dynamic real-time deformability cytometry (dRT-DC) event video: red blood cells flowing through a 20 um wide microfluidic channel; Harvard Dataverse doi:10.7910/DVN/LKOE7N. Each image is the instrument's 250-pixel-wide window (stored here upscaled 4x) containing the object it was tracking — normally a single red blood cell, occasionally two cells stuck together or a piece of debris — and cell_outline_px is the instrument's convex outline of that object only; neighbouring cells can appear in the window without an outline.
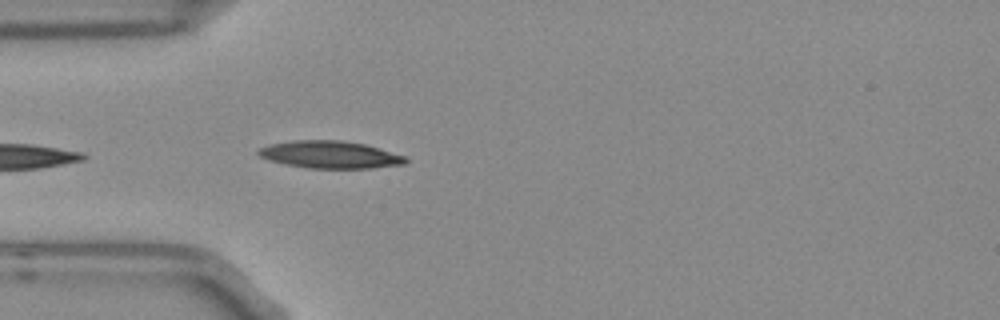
{"species": "Egyptian fruit bat (a non-hibernating species)", "species_latin": "Rousettus aegyptiacus", "temperature_condition": "room temperature", "stored_images_in_passage": 5, "camera_frame_rate_fps": 3000, "um_per_image_px": 0.085, "frame": {"image": 1, "passage_image": 5, "time_ms": 1.333, "image_size_px": [1000, 320], "cell_outline_px": [[408, 160], [404, 164], [372, 168], [308, 168], [284, 164], [268, 160], [260, 156], [256, 152], [260, 148], [268, 144], [292, 140], [340, 140], [364, 144], [408, 156]], "centroid_in_image_um": [28.05, 13.14], "position_along_channel_um": 57.0, "area_um2": 23.58}}